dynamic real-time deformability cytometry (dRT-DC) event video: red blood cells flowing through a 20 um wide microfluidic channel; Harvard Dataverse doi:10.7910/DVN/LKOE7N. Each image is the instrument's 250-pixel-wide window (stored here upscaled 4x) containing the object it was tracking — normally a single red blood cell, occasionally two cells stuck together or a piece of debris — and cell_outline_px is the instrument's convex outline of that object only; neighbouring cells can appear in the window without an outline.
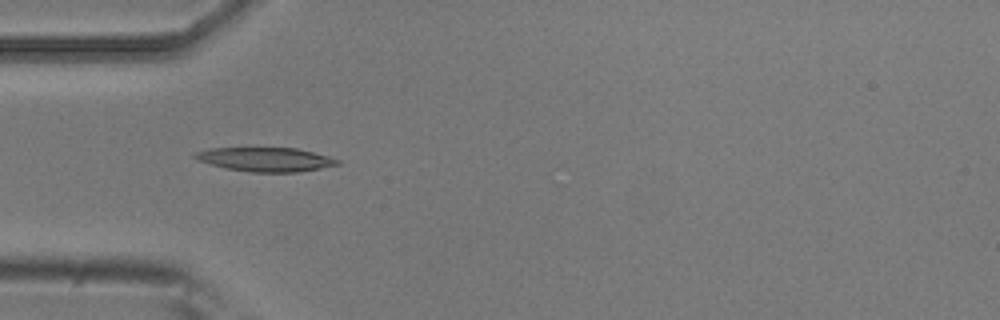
{"species": "common noctule bat (a hibernating species)", "species_latin": "Nyctalus noctula", "temperature_condition": "room temperature", "stored_images_in_passage": 8, "camera_frame_rate_fps": 3000, "um_per_image_px": 0.085, "animal": {"sex": "male", "body_mass_g": 20.5, "forearm_length_mm": 52.5}, "frame": {"image": 1, "passage_image": 3, "time_ms": 0.667, "image_size_px": [1000, 320], "cell_outline_px": [[340, 164], [320, 168], [296, 172], [252, 172], [228, 168], [196, 160], [192, 156], [196, 152], [208, 148], [296, 148], [328, 156], [340, 160]], "centroid_in_image_um": [22.56, 13.54], "position_along_channel_um": 62.4, "area_um2": 19.71}}
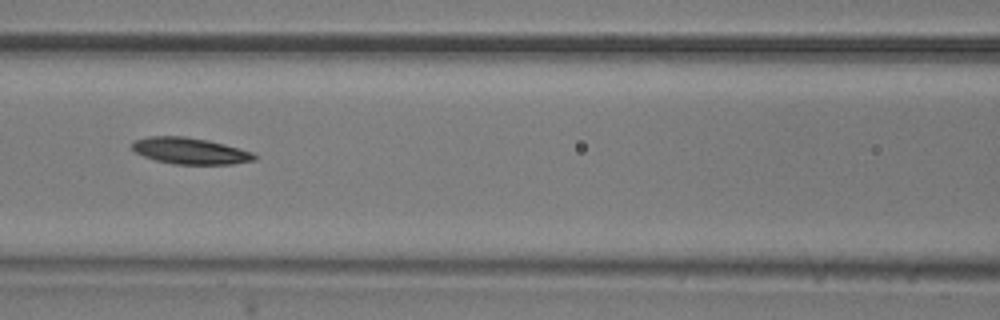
{"frame": {"image": 2, "passage_image": 5, "time_ms": 1.333, "image_size_px": [1000, 320], "cell_outline_px": [[256, 160], [232, 164], [176, 164], [156, 160], [144, 156], [136, 152], [132, 148], [132, 140], [148, 136], [184, 136], [208, 140], [224, 144], [252, 152], [256, 156]], "centroid_in_image_um": [16.14, 12.82], "position_along_channel_um": 150.5, "area_um2": 18.73}}
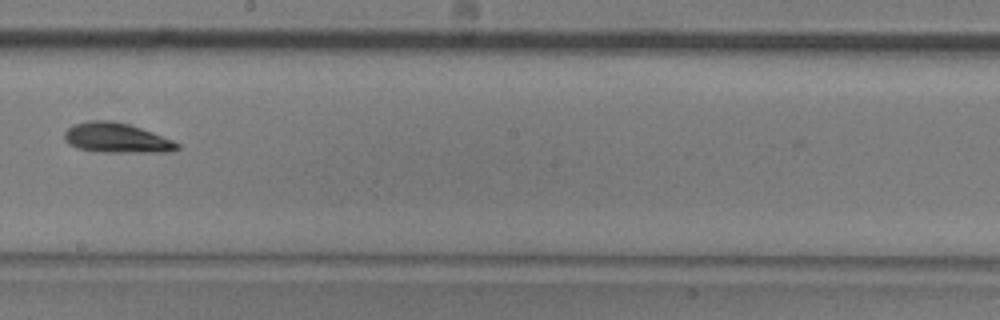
{"frame": {"image": 3, "passage_image": 7, "time_ms": 2.0, "image_size_px": [1000, 320], "cell_outline_px": [[180, 148], [168, 152], [104, 152], [80, 148], [72, 144], [64, 136], [64, 132], [68, 128], [76, 124], [88, 120], [112, 120], [128, 124], [152, 132], [172, 140], [180, 144]], "centroid_in_image_um": [9.96, 11.72], "position_along_channel_um": 238.2, "area_um2": 19.25}}